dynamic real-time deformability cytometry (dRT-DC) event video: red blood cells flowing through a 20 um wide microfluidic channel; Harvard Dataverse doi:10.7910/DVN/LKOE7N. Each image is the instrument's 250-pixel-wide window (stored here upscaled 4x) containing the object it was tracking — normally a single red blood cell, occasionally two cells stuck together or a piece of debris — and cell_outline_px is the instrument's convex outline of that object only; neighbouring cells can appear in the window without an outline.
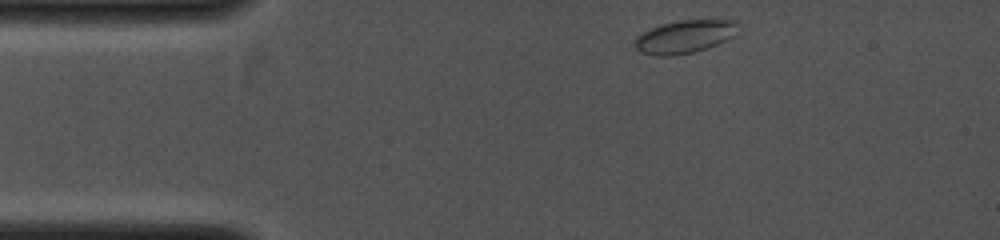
{"species": "common noctule bat (a hibernating species)", "species_latin": "Nyctalus noctula", "temperature_condition": "cold", "stored_images_in_passage": 33, "camera_frame_rate_fps": 4000, "um_per_image_px": 0.085, "animal": {"sex": "female", "body_mass_g": 19.0, "forearm_length_mm": 53.3}, "frame": {"image": 1, "passage_image": 1, "time_ms": 0.0, "image_size_px": [1000, 240], "cell_outline_px": [[740, 24], [732, 36], [716, 44], [692, 52], [672, 56], [656, 56], [640, 52], [636, 48], [636, 36], [660, 24], [680, 20], [720, 16], [740, 20]], "centroid_in_image_um": [58.3, 3.04], "position_along_channel_um": 26.7, "area_um2": 20.46}}
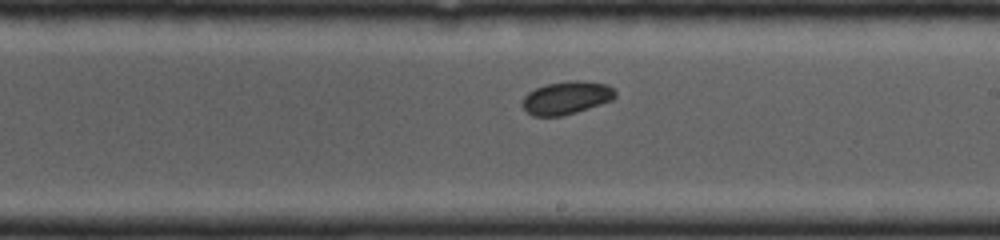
{"frame": {"image": 2, "passage_image": 19, "time_ms": 4.5, "image_size_px": [1000, 240], "cell_outline_px": [[616, 96], [612, 100], [576, 112], [560, 116], [532, 116], [520, 104], [524, 96], [528, 92], [544, 84], [568, 80], [584, 80], [608, 84], [616, 92]], "centroid_in_image_um": [48.14, 8.29], "position_along_channel_um": 240.9, "area_um2": 18.03}}
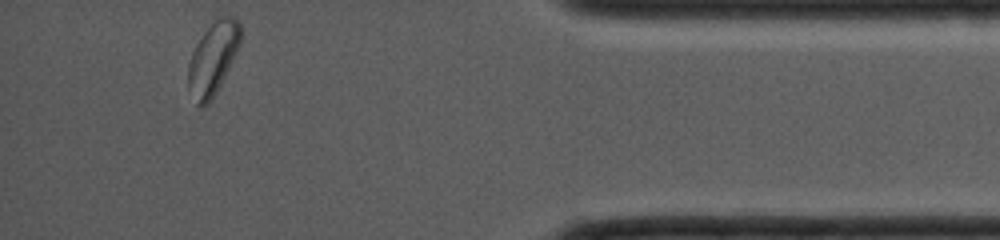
{"frame": {"image": 3, "passage_image": 33, "time_ms": 8.0, "image_size_px": [1000, 240], "cell_outline_px": [[240, 44], [216, 92], [208, 104], [200, 108], [196, 104], [188, 84], [188, 64], [192, 52], [196, 44], [204, 32], [220, 16], [236, 16], [240, 24]], "centroid_in_image_um": [18.09, 4.95], "position_along_channel_um": 417.1, "area_um2": 21.62}}